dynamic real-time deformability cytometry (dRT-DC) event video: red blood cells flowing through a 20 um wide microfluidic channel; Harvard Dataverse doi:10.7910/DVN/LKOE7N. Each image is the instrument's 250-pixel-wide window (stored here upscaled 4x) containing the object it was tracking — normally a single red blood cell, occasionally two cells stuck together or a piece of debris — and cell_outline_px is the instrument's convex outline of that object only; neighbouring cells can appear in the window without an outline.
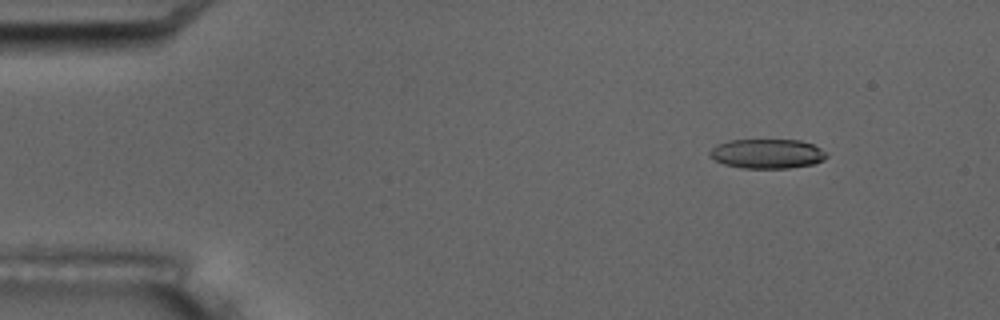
{"species": "common noctule bat (a hibernating species)", "species_latin": "Nyctalus noctula", "temperature_condition": "room temperature", "stored_images_in_passage": 6, "camera_frame_rate_fps": 3000, "um_per_image_px": 0.085, "animal": {"sex": "male", "body_mass_g": 17.5, "forearm_length_mm": 52.3}, "frame": {"image": 1, "passage_image": 3, "time_ms": 2.0, "image_size_px": [1000, 320], "cell_outline_px": [[828, 156], [824, 160], [812, 164], [788, 168], [744, 168], [724, 164], [708, 156], [708, 152], [716, 144], [728, 140], [800, 140], [812, 144], [828, 152]], "centroid_in_image_um": [65.21, 13.06], "position_along_channel_um": 19.8, "area_um2": 20.17}}